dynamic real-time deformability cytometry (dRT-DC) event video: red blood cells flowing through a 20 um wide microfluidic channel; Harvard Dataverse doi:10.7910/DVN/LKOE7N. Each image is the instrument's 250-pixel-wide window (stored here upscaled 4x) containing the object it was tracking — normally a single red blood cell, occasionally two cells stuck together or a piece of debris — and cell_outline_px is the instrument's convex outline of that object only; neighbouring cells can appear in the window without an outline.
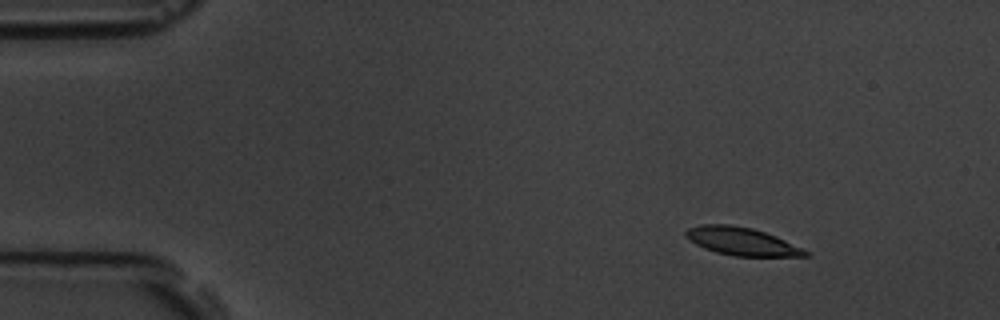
{"species": "common noctule bat (a hibernating species)", "species_latin": "Nyctalus noctula", "temperature_condition": "room temperature", "stored_images_in_passage": 6, "camera_frame_rate_fps": 3000, "um_per_image_px": 0.085, "animal": {"sex": "male", "body_mass_g": 19.5, "forearm_length_mm": 54.6}, "frame": {"image": 1, "passage_image": 3, "time_ms": 2.0, "image_size_px": [1000, 320], "cell_outline_px": [[808, 256], [732, 256], [716, 252], [704, 248], [688, 240], [684, 236], [684, 232], [688, 228], [700, 224], [728, 224], [752, 228], [776, 236], [808, 252]], "centroid_in_image_um": [62.96, 20.51], "position_along_channel_um": 22.0, "area_um2": 19.31}}
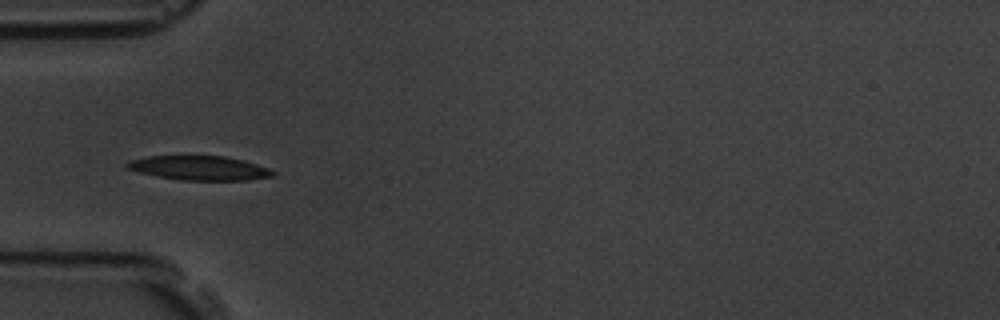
{"frame": {"image": 2, "passage_image": 6, "time_ms": 5.667, "image_size_px": [1000, 320], "cell_outline_px": [[276, 176], [248, 180], [180, 180], [156, 176], [124, 168], [124, 164], [128, 160], [148, 156], [224, 156], [244, 160], [268, 168], [276, 172]], "centroid_in_image_um": [16.93, 14.28], "position_along_channel_um": 68.1, "area_um2": 20.81}}